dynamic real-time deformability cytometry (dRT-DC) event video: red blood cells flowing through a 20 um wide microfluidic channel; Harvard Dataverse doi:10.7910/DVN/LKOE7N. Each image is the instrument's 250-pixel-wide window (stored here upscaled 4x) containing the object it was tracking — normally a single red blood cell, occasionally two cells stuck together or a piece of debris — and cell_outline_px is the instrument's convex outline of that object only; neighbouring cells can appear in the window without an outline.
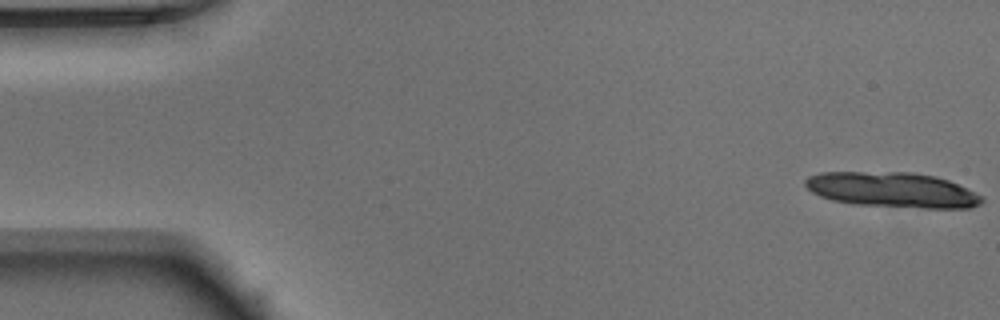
{"species": "Egyptian fruit bat (a non-hibernating species)", "species_latin": "Rousettus aegyptiacus", "temperature_condition": "warm", "stored_images_in_passage": 13, "camera_frame_rate_fps": 3000, "um_per_image_px": 0.085, "animal": {"sex": "male"}, "frame": {"image": 1, "passage_image": 1, "time_ms": 0.0, "image_size_px": [1000, 320], "cell_outline_px": [[984, 200], [980, 204], [968, 208], [924, 208], [856, 204], [832, 200], [820, 196], [812, 192], [804, 184], [804, 180], [808, 176], [820, 172], [912, 172], [936, 176], [948, 180], [984, 196]], "centroid_in_image_um": [75.85, 16.13], "position_along_channel_um": 9.1, "area_um2": 36.24}}